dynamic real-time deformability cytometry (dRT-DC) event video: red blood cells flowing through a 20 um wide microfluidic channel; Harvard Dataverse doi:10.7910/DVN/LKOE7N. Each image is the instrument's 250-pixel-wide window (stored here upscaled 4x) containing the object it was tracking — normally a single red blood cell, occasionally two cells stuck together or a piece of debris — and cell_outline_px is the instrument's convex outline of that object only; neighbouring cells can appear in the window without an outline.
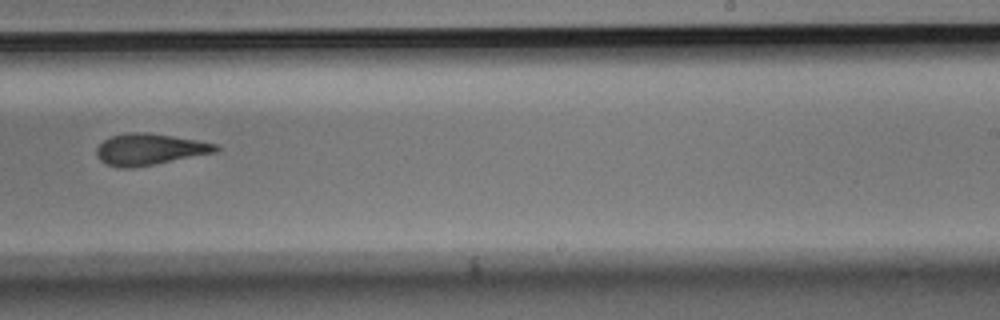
{"species": "Egyptian fruit bat (a non-hibernating species)", "species_latin": "Rousettus aegyptiacus", "temperature_condition": "room temperature", "stored_images_in_passage": 10, "camera_frame_rate_fps": 3000, "um_per_image_px": 0.085, "animal": {"sex": "male"}, "frame": {"image": 1, "passage_image": 10, "time_ms": 3.0, "image_size_px": [1000, 320], "cell_outline_px": [[220, 148], [216, 152], [132, 168], [120, 168], [108, 164], [100, 160], [96, 156], [96, 148], [104, 140], [112, 136], [128, 132], [148, 132], [196, 140], [216, 144]], "centroid_in_image_um": [12.68, 12.69], "position_along_channel_um": 276.3, "area_um2": 21.56}}